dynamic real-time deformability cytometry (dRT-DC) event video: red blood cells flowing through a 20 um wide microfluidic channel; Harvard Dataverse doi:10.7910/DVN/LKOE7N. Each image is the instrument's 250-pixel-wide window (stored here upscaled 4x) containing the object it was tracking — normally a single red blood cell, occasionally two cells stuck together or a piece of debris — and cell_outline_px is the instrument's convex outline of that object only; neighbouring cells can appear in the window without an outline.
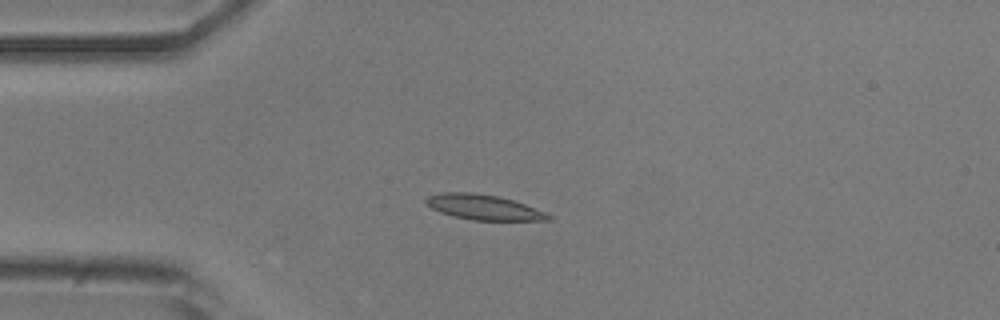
{"species": "common noctule bat (a hibernating species)", "species_latin": "Nyctalus noctula", "temperature_condition": "room temperature", "stored_images_in_passage": 7, "camera_frame_rate_fps": 3000, "um_per_image_px": 0.085, "animal": {"sex": "male", "body_mass_g": 20.5, "forearm_length_mm": 52.5}, "frame": {"image": 1, "passage_image": 4, "time_ms": 1.0, "image_size_px": [1000, 320], "cell_outline_px": [[552, 220], [472, 220], [452, 216], [440, 212], [432, 208], [424, 200], [428, 196], [444, 192], [468, 192], [496, 196], [512, 200], [524, 204], [544, 212], [552, 216]], "centroid_in_image_um": [41.08, 17.62], "position_along_channel_um": 43.9, "area_um2": 17.63}}
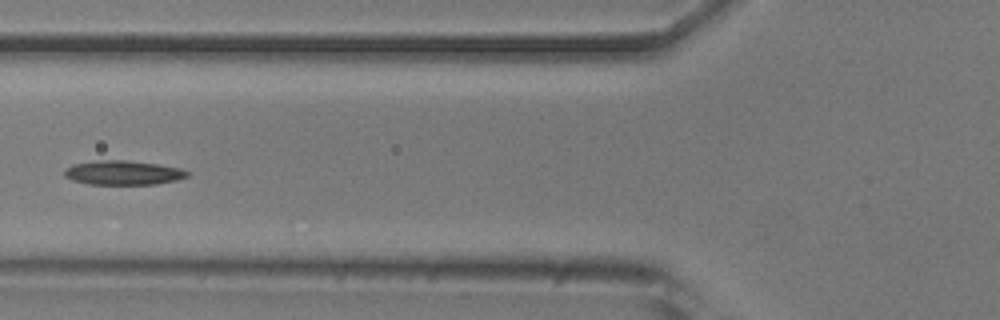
{"frame": {"image": 2, "passage_image": 6, "time_ms": 1.667, "image_size_px": [1000, 320], "cell_outline_px": [[188, 176], [176, 180], [156, 184], [88, 184], [72, 180], [64, 176], [64, 168], [72, 164], [96, 160], [128, 160], [156, 164], [180, 168], [188, 172]], "centroid_in_image_um": [10.41, 14.67], "position_along_channel_um": 115.4, "area_um2": 17.4}}
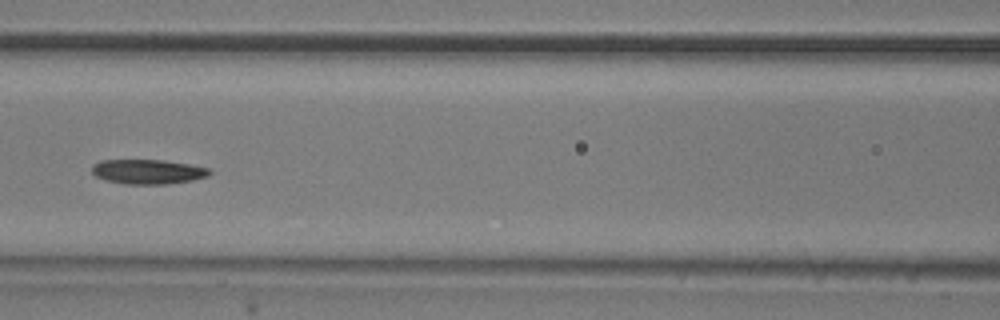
{"frame": {"image": 3, "passage_image": 7, "time_ms": 2.0, "image_size_px": [1000, 320], "cell_outline_px": [[212, 172], [208, 176], [192, 180], [168, 184], [124, 184], [104, 180], [96, 176], [92, 172], [92, 164], [100, 160], [164, 160], [188, 164], [208, 168]], "centroid_in_image_um": [12.54, 14.59], "position_along_channel_um": 154.1, "area_um2": 16.94}}